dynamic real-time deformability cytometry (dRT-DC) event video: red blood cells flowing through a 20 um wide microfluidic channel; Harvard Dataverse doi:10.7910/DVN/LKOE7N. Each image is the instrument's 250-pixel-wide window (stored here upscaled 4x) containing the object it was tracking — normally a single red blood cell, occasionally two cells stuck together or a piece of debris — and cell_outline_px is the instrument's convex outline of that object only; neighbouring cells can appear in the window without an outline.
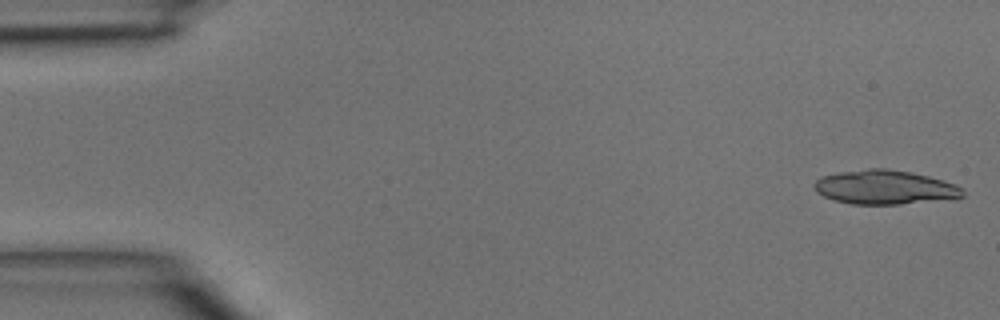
{"species": "common noctule bat (a hibernating species)", "species_latin": "Nyctalus noctula", "temperature_condition": "room temperature", "stored_images_in_passage": 4, "camera_frame_rate_fps": 3000, "um_per_image_px": 0.085, "animal": {"sex": "male", "body_mass_g": 15.6}, "frame": {"image": 1, "passage_image": 1, "time_ms": 0.0, "image_size_px": [1000, 320], "cell_outline_px": [[964, 196], [900, 204], [852, 204], [836, 200], [824, 196], [816, 192], [812, 184], [816, 180], [824, 176], [840, 172], [868, 168], [884, 168], [912, 172], [944, 180], [956, 184], [964, 188]], "centroid_in_image_um": [75.2, 15.9], "position_along_channel_um": 9.8, "area_um2": 29.3}}